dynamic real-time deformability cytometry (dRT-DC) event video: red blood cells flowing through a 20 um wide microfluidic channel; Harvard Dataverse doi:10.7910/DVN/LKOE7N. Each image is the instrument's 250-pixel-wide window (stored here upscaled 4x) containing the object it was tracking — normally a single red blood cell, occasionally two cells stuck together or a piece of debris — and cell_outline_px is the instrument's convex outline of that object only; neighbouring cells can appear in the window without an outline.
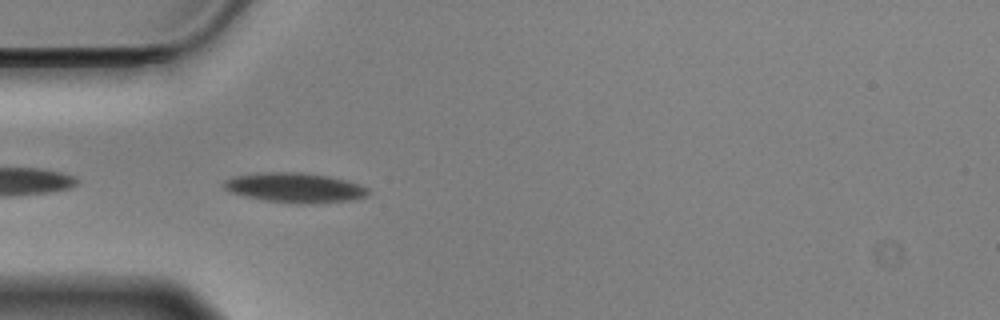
{"species": "Egyptian fruit bat (a non-hibernating species)", "species_latin": "Rousettus aegyptiacus", "temperature_condition": "cold", "stored_images_in_passage": 10, "camera_frame_rate_fps": 3000, "um_per_image_px": 0.085, "animal": {"sex": "male"}, "frame": {"image": 1, "passage_image": 2, "time_ms": 0.333, "image_size_px": [1000, 320], "cell_outline_px": [[368, 196], [356, 200], [316, 204], [300, 204], [268, 200], [244, 196], [232, 192], [224, 188], [224, 180], [236, 176], [264, 172], [300, 172], [328, 176], [360, 184], [368, 188]], "centroid_in_image_um": [25.13, 15.96], "position_along_channel_um": 59.9, "area_um2": 25.03}}
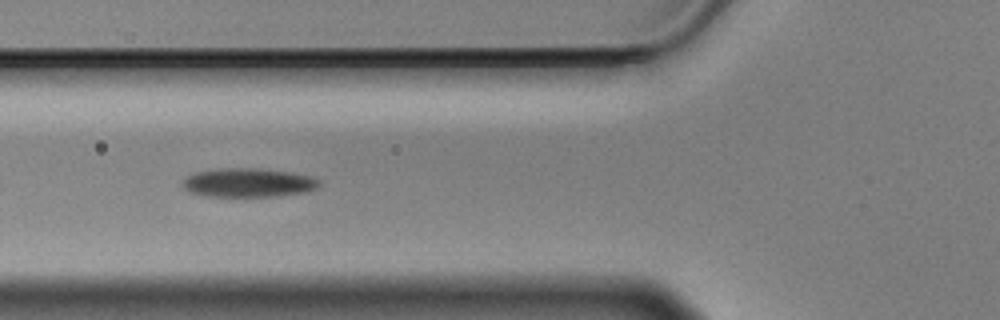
{"frame": {"image": 2, "passage_image": 6, "time_ms": 1.667, "image_size_px": [1000, 320], "cell_outline_px": [[320, 184], [316, 188], [308, 192], [272, 196], [208, 196], [188, 192], [184, 188], [184, 180], [188, 176], [196, 172], [216, 168], [260, 168], [292, 172], [312, 176], [320, 180]], "centroid_in_image_um": [21.14, 15.51], "position_along_channel_um": 104.7, "area_um2": 23.06}}